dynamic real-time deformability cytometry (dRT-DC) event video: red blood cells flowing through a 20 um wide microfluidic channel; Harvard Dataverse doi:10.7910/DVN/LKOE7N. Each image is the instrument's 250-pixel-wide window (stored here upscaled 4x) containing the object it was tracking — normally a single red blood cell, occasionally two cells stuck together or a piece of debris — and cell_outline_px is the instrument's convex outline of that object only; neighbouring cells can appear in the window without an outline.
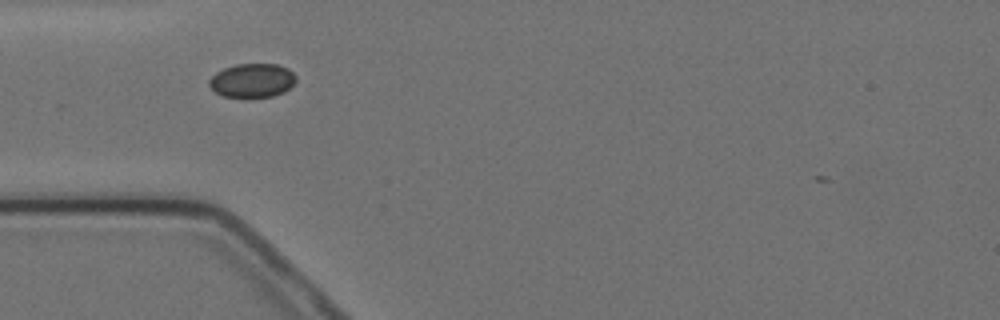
{"species": "Egyptian fruit bat (a non-hibernating species)", "species_latin": "Rousettus aegyptiacus", "temperature_condition": "cold", "stored_images_in_passage": 4, "camera_frame_rate_fps": 3000, "um_per_image_px": 0.085, "animal": {"sex": "female"}, "frame": {"image": 1, "passage_image": 1, "time_ms": 0.0, "image_size_px": [1000, 320], "cell_outline_px": [[296, 80], [284, 92], [272, 96], [244, 100], [224, 96], [216, 92], [208, 84], [208, 80], [216, 72], [224, 68], [236, 64], [276, 64], [288, 68], [296, 76]], "centroid_in_image_um": [21.42, 6.87], "position_along_channel_um": 63.6, "area_um2": 17.57}}
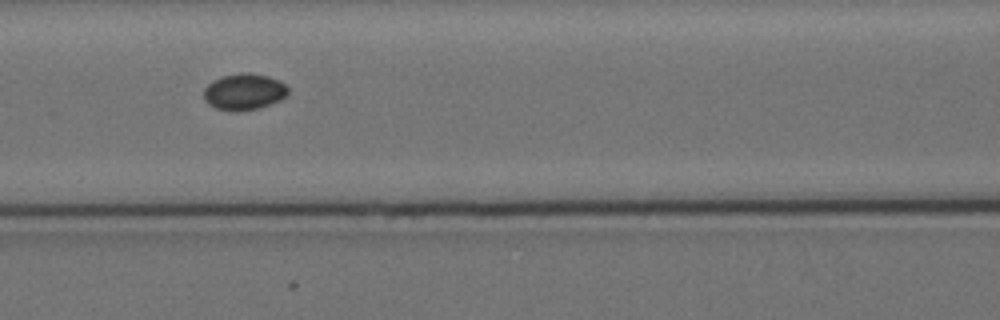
{"frame": {"image": 2, "passage_image": 3, "time_ms": 2.333, "image_size_px": [1000, 320], "cell_outline_px": [[288, 92], [280, 100], [256, 108], [236, 112], [228, 112], [216, 108], [208, 104], [204, 100], [204, 88], [212, 80], [220, 76], [268, 76], [280, 80], [288, 88]], "centroid_in_image_um": [20.7, 7.86], "position_along_channel_um": 145.9, "area_um2": 17.22}}
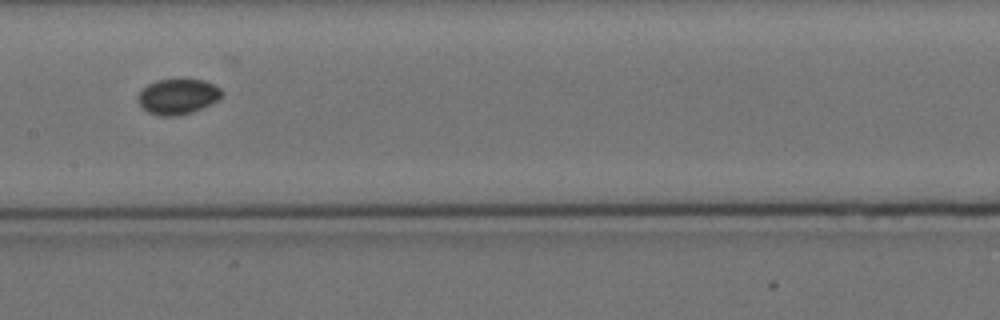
{"frame": {"image": 3, "passage_image": 4, "time_ms": 3.667, "image_size_px": [1000, 320], "cell_outline_px": [[224, 96], [220, 100], [192, 112], [172, 116], [160, 116], [148, 112], [136, 100], [140, 92], [148, 84], [156, 80], [204, 80], [220, 88], [224, 92]], "centroid_in_image_um": [15.15, 8.21], "position_along_channel_um": 192.3, "area_um2": 17.22}}